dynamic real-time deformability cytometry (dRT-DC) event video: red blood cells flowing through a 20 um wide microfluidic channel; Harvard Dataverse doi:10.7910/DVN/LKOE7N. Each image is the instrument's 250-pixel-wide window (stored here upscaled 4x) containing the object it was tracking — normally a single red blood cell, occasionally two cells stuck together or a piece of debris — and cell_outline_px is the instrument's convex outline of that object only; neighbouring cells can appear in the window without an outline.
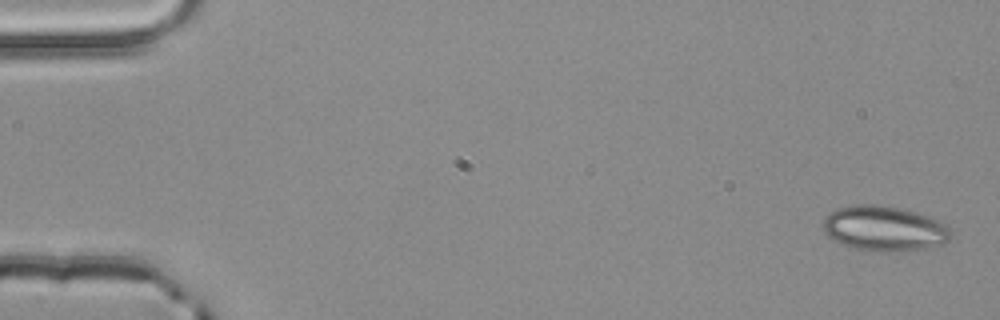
{"species": "common noctule bat (a hibernating species)", "species_latin": "Nyctalus noctula", "temperature_condition": "room temperature", "stored_images_in_passage": 3, "camera_frame_rate_fps": 3000, "um_per_image_px": 0.085, "animal": {"sex": "male", "body_mass_g": 20.4}, "frame": {"image": 1, "passage_image": 1, "time_ms": 0.0, "image_size_px": [1000, 320], "cell_outline_px": [[952, 232], [948, 240], [944, 244], [928, 248], [904, 252], [876, 252], [856, 248], [844, 244], [828, 236], [824, 232], [824, 220], [836, 208], [852, 204], [876, 204], [900, 208], [932, 216], [948, 224]], "centroid_in_image_um": [75.25, 19.42], "position_along_channel_um": 9.8, "area_um2": 34.04}}